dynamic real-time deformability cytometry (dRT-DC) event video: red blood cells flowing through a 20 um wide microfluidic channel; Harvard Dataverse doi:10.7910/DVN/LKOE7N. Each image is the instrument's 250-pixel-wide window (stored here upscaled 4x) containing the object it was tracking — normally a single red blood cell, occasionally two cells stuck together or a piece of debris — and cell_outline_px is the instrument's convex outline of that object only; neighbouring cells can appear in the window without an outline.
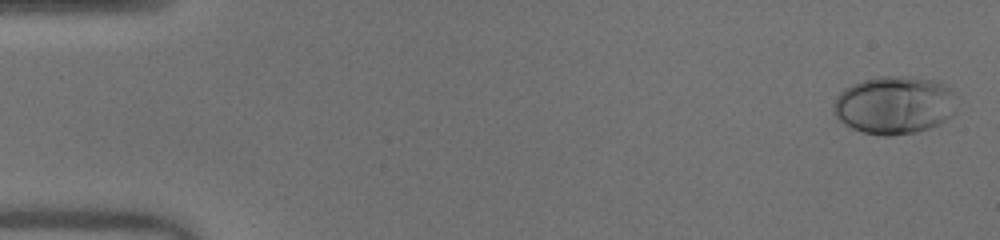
{"species": "human", "species_latin": "Homo sapiens", "temperature_condition": "warm", "stored_images_in_passage": 51, "camera_frame_rate_fps": 3000, "um_per_image_px": 0.085, "donor": {"sex": "male"}, "frame": {"image": 1, "passage_image": 2, "time_ms": 0.333, "image_size_px": [1000, 240], "cell_outline_px": [[956, 112], [952, 116], [940, 124], [916, 132], [892, 136], [884, 136], [864, 132], [852, 128], [844, 124], [832, 112], [832, 104], [836, 96], [844, 88], [860, 80], [880, 76], [908, 76], [932, 80], [948, 88], [956, 108]], "centroid_in_image_um": [75.96, 8.94], "position_along_channel_um": 9.0, "area_um2": 41.67}}
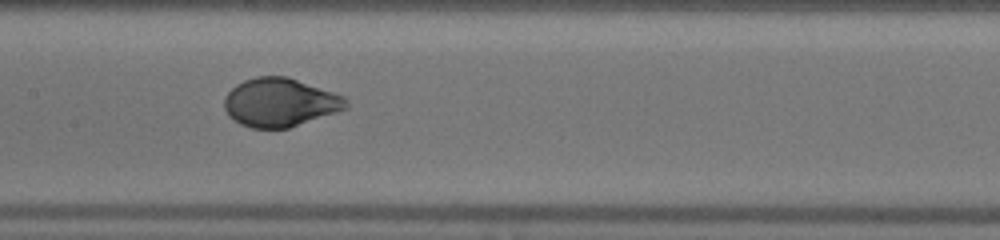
{"frame": {"image": 2, "passage_image": 26, "time_ms": 8.333, "image_size_px": [1000, 240], "cell_outline_px": [[348, 108], [288, 128], [252, 128], [240, 124], [228, 116], [224, 108], [224, 96], [236, 84], [244, 80], [256, 76], [288, 76], [344, 96], [348, 100]], "centroid_in_image_um": [23.78, 8.7], "position_along_channel_um": 183.6, "area_um2": 34.51}}
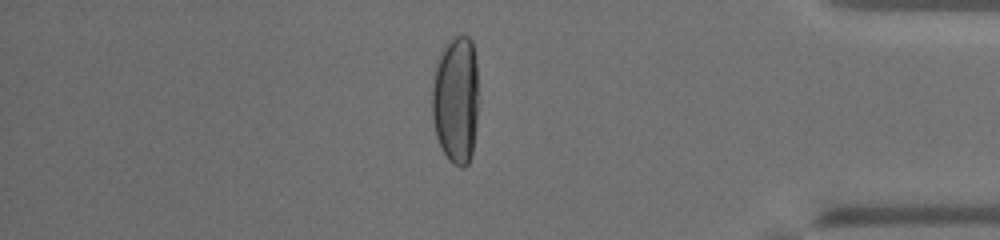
{"frame": {"image": 3, "passage_image": 44, "time_ms": 14.333, "image_size_px": [1000, 240], "cell_outline_px": [[476, 128], [472, 152], [468, 164], [464, 168], [460, 168], [452, 164], [448, 160], [436, 136], [432, 116], [432, 84], [436, 60], [440, 52], [452, 36], [468, 36], [472, 40], [476, 60]], "centroid_in_image_um": [38.72, 8.48], "position_along_channel_um": 396.5, "area_um2": 34.8}, "authors_computed_cell_mechanics": {"area_um2": 35.7204, "velocity_mm_per_s": 4.0435, "shape_relaxation_time_tau1_ms": 3.752, "shape_relaxation_time_tau2_ms": null, "deformation_change_tau1": 0.2387, "deformation_change_tau2": null}}